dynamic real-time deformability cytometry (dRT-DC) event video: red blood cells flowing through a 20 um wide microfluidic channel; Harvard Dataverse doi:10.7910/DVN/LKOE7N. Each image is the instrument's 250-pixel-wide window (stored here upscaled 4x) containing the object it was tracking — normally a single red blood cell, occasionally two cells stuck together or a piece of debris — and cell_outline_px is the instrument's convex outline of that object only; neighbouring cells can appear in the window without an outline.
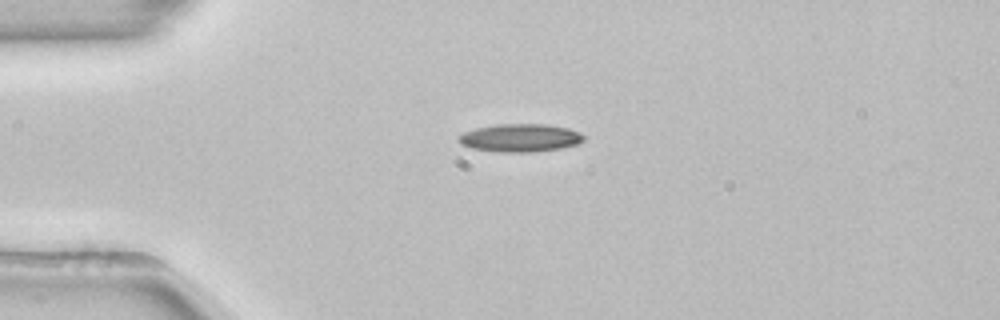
{"species": "common noctule bat (a hibernating species)", "species_latin": "Nyctalus noctula", "temperature_condition": "room temperature", "stored_images_in_passage": 41, "camera_frame_rate_fps": 3000, "um_per_image_px": 0.085, "animal": {"sex": "female", "body_mass_g": 22.7, "forearm_length_mm": 54.2}, "frame": {"image": 1, "passage_image": 1, "time_ms": 0.0, "image_size_px": [1000, 320], "cell_outline_px": [[584, 140], [576, 144], [560, 148], [536, 152], [496, 152], [472, 148], [460, 144], [456, 140], [456, 136], [464, 132], [476, 128], [496, 124], [544, 124], [568, 128], [580, 132], [584, 136]], "centroid_in_image_um": [44.17, 11.72], "position_along_channel_um": 40.8, "area_um2": 20.58}}